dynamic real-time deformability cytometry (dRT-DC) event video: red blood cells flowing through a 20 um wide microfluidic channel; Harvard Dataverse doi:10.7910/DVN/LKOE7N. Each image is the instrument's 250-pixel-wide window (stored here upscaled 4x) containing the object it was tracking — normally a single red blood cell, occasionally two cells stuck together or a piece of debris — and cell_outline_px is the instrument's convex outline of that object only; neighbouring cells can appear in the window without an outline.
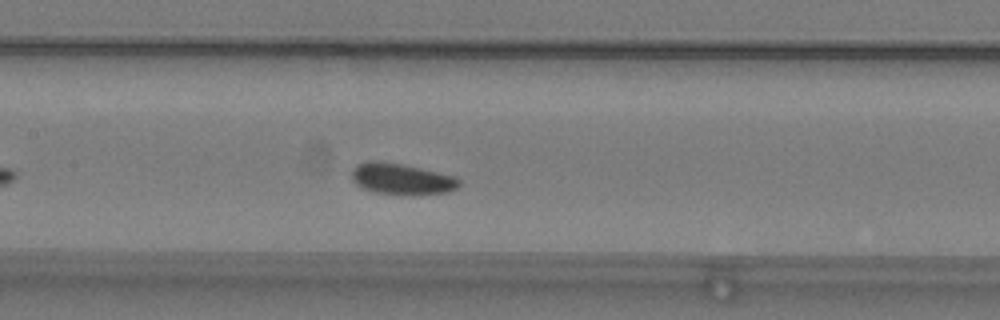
{"species": "common noctule bat (a hibernating species)", "species_latin": "Nyctalus noctula", "temperature_condition": "warm", "stored_images_in_passage": 43, "camera_frame_rate_fps": 3000, "um_per_image_px": 0.085, "animal": {"sex": "male", "body_mass_g": 19.2, "forearm_length_mm": 51.8}, "frame": {"image": 1, "passage_image": 14, "time_ms": 4.333, "image_size_px": [1000, 320], "cell_outline_px": [[460, 184], [456, 188], [448, 192], [376, 192], [364, 188], [356, 184], [352, 180], [352, 168], [356, 164], [364, 160], [384, 160], [420, 168], [452, 176], [460, 180]], "centroid_in_image_um": [34.03, 15.13], "position_along_channel_um": 173.4, "area_um2": 18.73}}
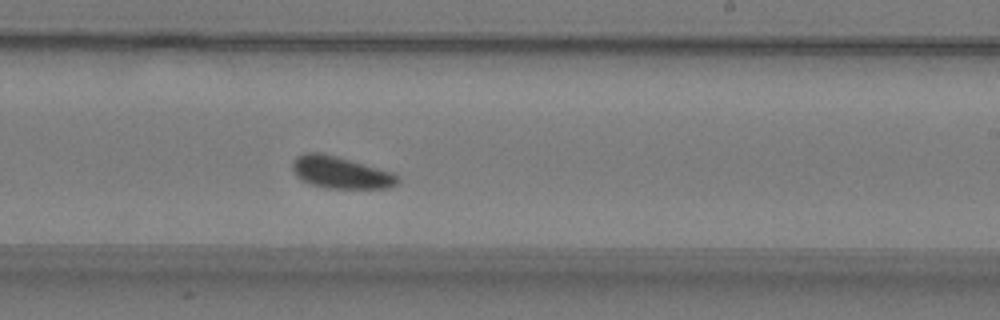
{"frame": {"image": 2, "passage_image": 21, "time_ms": 6.667, "image_size_px": [1000, 320], "cell_outline_px": [[400, 180], [396, 184], [388, 188], [324, 188], [308, 184], [300, 180], [296, 176], [292, 168], [292, 160], [296, 156], [304, 152], [320, 152], [336, 156], [392, 172], [400, 176]], "centroid_in_image_um": [28.91, 14.66], "position_along_channel_um": 260.1, "area_um2": 19.83}}
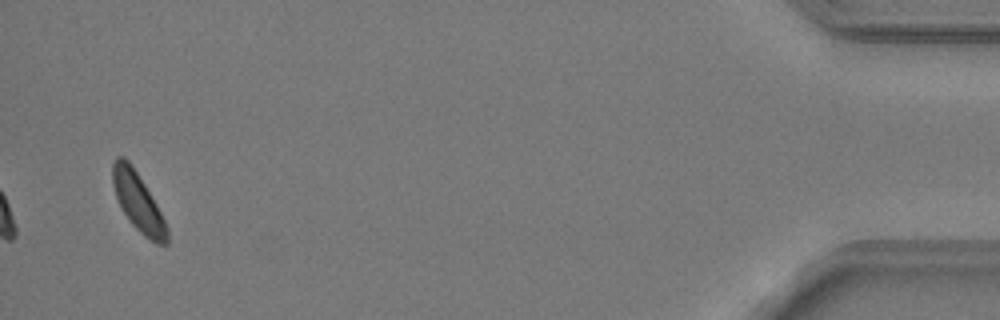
{"frame": {"image": 3, "passage_image": 41, "time_ms": 13.333, "image_size_px": [1000, 320], "cell_outline_px": [[168, 244], [156, 244], [144, 236], [128, 220], [120, 208], [112, 184], [112, 164], [116, 156], [124, 156], [132, 164], [156, 204], [168, 228]], "centroid_in_image_um": [11.71, 17.16], "position_along_channel_um": 423.5, "area_um2": 18.5}, "authors_computed_cell_mechanics": {"area_um2": 19.0162, "velocity_mm_per_s": 3.7342, "shape_relaxation_time_tau1_ms": 1.9885, "shape_relaxation_time_tau2_ms": null, "deformation_change_tau1": 0.0536, "deformation_change_tau2": null}}